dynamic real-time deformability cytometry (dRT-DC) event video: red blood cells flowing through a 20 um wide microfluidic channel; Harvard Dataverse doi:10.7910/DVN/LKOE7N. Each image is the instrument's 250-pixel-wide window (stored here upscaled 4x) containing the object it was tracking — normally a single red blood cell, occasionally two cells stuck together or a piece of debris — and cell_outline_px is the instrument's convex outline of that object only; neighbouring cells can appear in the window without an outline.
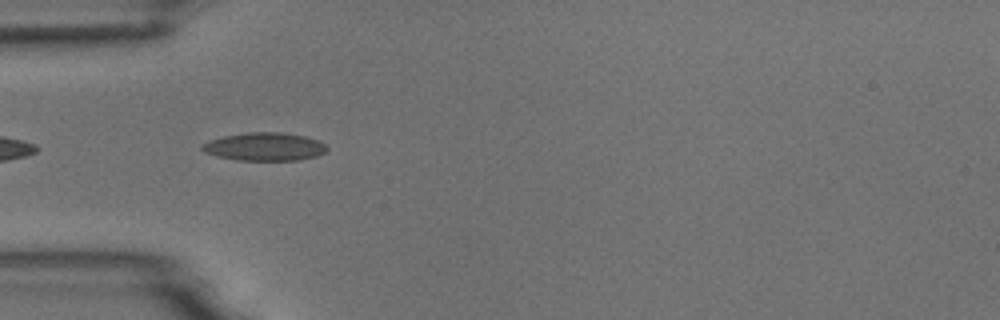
{"species": "common noctule bat (a hibernating species)", "species_latin": "Nyctalus noctula", "temperature_condition": "room temperature", "stored_images_in_passage": 4, "camera_frame_rate_fps": 3000, "um_per_image_px": 0.085, "animal": {"sex": "male", "body_mass_g": 18.8}, "frame": {"image": 1, "passage_image": 2, "time_ms": 0.333, "image_size_px": [1000, 320], "cell_outline_px": [[328, 148], [324, 152], [316, 156], [300, 160], [236, 160], [216, 156], [204, 152], [200, 148], [200, 144], [224, 136], [248, 132], [280, 132], [304, 136], [316, 140], [324, 144]], "centroid_in_image_um": [22.45, 12.47], "position_along_channel_um": 62.5, "area_um2": 20.35}}